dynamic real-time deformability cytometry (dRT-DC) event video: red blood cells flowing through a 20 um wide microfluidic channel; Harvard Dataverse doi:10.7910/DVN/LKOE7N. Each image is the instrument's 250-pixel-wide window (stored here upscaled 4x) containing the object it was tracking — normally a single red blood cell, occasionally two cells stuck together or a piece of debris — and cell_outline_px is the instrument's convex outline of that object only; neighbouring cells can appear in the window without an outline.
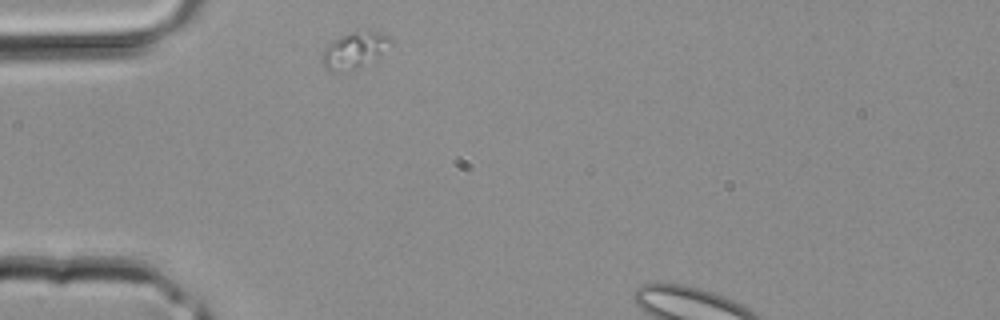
{"species": "common noctule bat (a hibernating species)", "species_latin": "Nyctalus noctula", "temperature_condition": "room temperature", "stored_images_in_passage": 24, "camera_frame_rate_fps": 3000, "um_per_image_px": 0.085, "animal": {"sex": "male", "body_mass_g": 20.4}, "frame": {"image": 1, "passage_image": 1, "time_ms": 0.0, "image_size_px": [1000, 320], "cell_outline_px": [[392, 40], [380, 52], [356, 68], [340, 72], [328, 72], [324, 68], [320, 60], [324, 48], [328, 44], [340, 36], [352, 32], [368, 28], [380, 32], [388, 36]], "centroid_in_image_um": [30.01, 4.24], "position_along_channel_um": 55.0, "area_um2": 14.16}}